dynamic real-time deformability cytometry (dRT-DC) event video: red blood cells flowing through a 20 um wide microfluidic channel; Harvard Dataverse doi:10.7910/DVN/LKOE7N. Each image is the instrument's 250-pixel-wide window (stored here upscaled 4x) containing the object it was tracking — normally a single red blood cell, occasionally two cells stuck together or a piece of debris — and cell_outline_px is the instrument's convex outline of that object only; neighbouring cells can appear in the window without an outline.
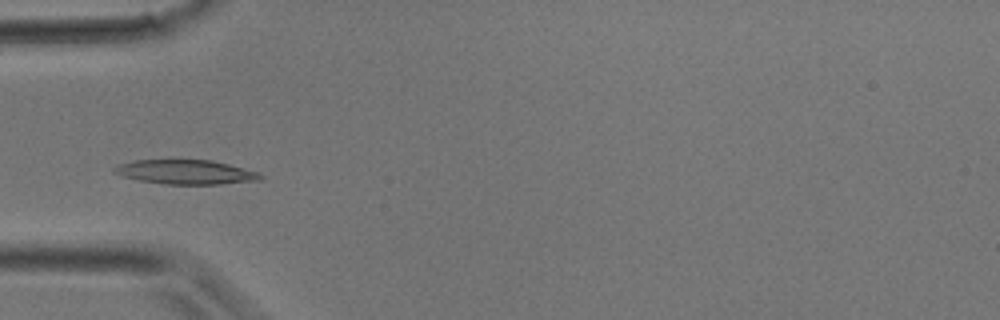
{"species": "common noctule bat (a hibernating species)", "species_latin": "Nyctalus noctula", "temperature_condition": "room temperature", "stored_images_in_passage": 36, "camera_frame_rate_fps": 3000, "um_per_image_px": 0.085, "animal": {"sex": "male", "body_mass_g": 17.9}, "frame": {"image": 1, "passage_image": 11, "time_ms": 3.333, "image_size_px": [1000, 320], "cell_outline_px": [[264, 180], [220, 184], [168, 184], [140, 180], [120, 176], [112, 172], [112, 168], [116, 164], [136, 160], [212, 160], [260, 172], [264, 176]], "centroid_in_image_um": [15.8, 14.62], "position_along_channel_um": 69.2, "area_um2": 20.92}}
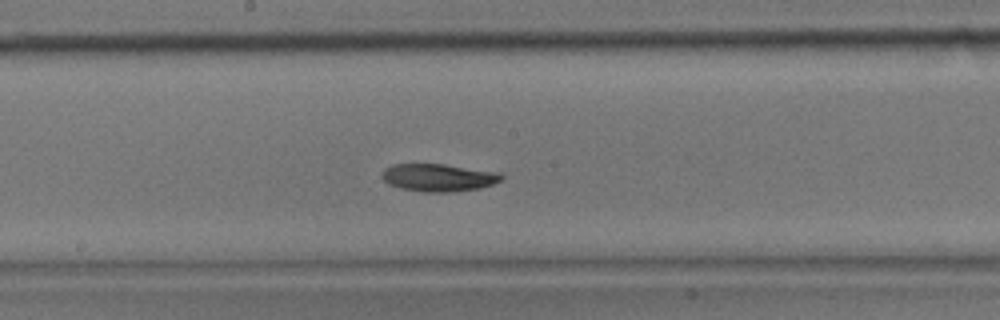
{"frame": {"image": 2, "passage_image": 19, "time_ms": 6.0, "image_size_px": [1000, 320], "cell_outline_px": [[504, 176], [500, 180], [492, 184], [480, 188], [452, 192], [424, 192], [400, 188], [388, 184], [380, 176], [384, 168], [392, 164], [444, 164], [500, 172]], "centroid_in_image_um": [37.25, 15.09], "position_along_channel_um": 211.0, "area_um2": 19.36}}
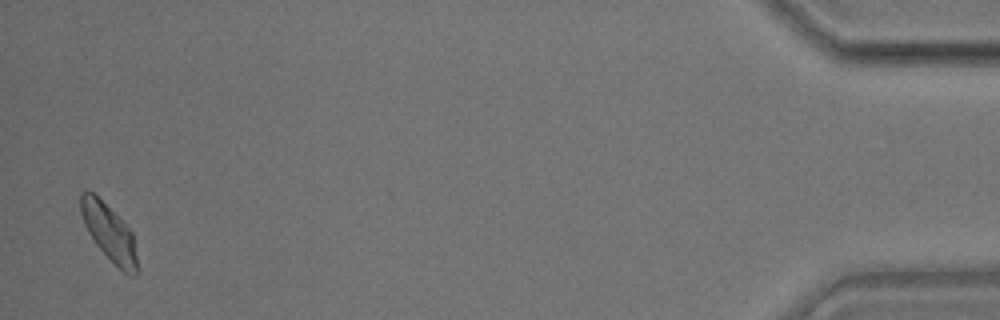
{"frame": {"image": 3, "passage_image": 36, "time_ms": 11.667, "image_size_px": [1000, 320], "cell_outline_px": [[136, 272], [132, 276], [128, 276], [96, 244], [88, 232], [84, 224], [80, 212], [80, 192], [92, 192], [132, 232], [136, 256]], "centroid_in_image_um": [9.24, 19.77], "position_along_channel_um": 426.0, "area_um2": 17.69}}